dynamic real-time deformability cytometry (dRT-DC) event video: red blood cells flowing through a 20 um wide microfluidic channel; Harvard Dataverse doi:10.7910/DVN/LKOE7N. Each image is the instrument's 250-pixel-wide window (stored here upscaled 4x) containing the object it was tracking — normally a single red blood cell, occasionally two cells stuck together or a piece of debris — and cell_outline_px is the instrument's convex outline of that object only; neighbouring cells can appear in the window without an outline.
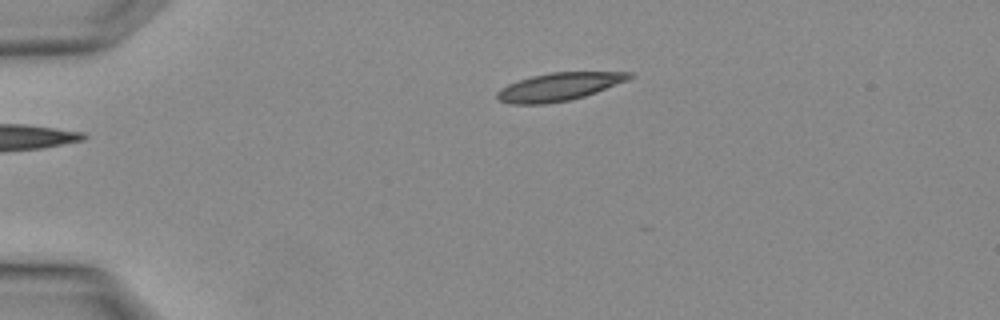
{"species": "Egyptian fruit bat (a non-hibernating species)", "species_latin": "Rousettus aegyptiacus", "temperature_condition": "warm", "stored_images_in_passage": 3, "camera_frame_rate_fps": 3000, "um_per_image_px": 0.085, "animal": {"sex": "female"}, "frame": {"image": 1, "passage_image": 3, "time_ms": 0.667, "image_size_px": [1000, 320], "cell_outline_px": [[632, 76], [628, 80], [596, 92], [584, 96], [568, 100], [544, 104], [512, 104], [496, 100], [496, 92], [500, 88], [508, 84], [532, 76], [552, 72], [632, 72]], "centroid_in_image_um": [47.47, 7.38], "position_along_channel_um": 37.5, "area_um2": 21.39}}